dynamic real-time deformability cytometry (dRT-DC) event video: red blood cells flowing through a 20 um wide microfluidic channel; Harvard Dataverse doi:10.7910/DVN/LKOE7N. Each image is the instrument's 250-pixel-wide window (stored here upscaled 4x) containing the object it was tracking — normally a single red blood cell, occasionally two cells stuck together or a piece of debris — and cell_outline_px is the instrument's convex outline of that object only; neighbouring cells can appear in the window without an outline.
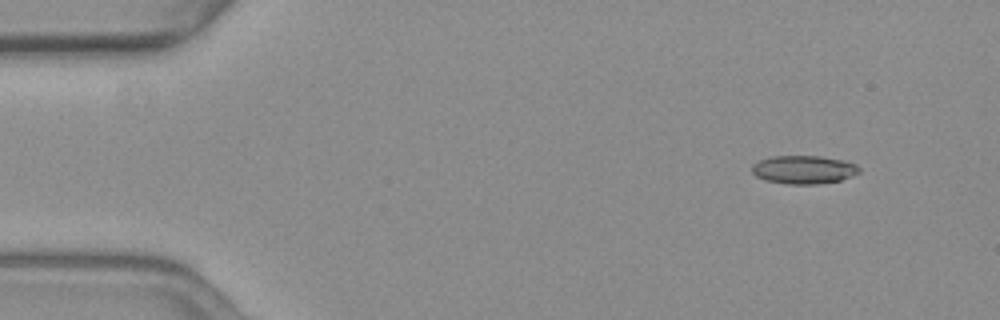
{"species": "common noctule bat (a hibernating species)", "species_latin": "Nyctalus noctula", "temperature_condition": "warm", "stored_images_in_passage": 52, "camera_frame_rate_fps": 3000, "um_per_image_px": 0.085, "animal": {"sex": "female", "body_mass_g": 19.3, "forearm_length_mm": 54.1}, "frame": {"image": 1, "passage_image": 1, "time_ms": 0.0, "image_size_px": [1000, 320], "cell_outline_px": [[860, 172], [840, 180], [816, 184], [788, 184], [764, 180], [756, 176], [752, 172], [752, 164], [760, 160], [772, 156], [820, 156], [844, 160], [856, 164], [860, 168]], "centroid_in_image_um": [68.3, 14.41], "position_along_channel_um": 16.7, "area_um2": 17.69}}
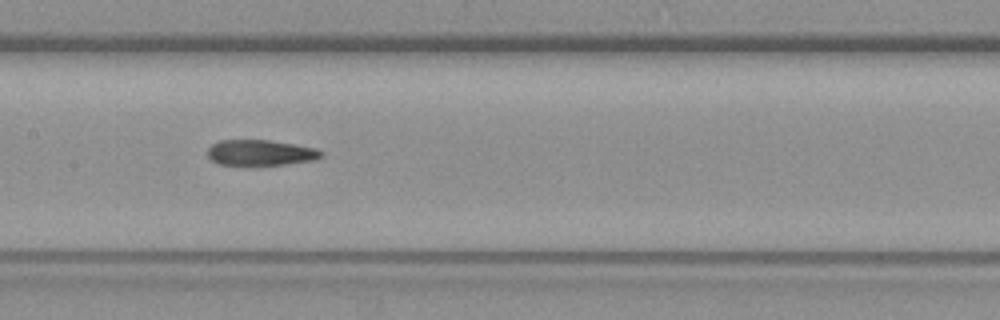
{"frame": {"image": 2, "passage_image": 23, "time_ms": 7.333, "image_size_px": [1000, 320], "cell_outline_px": [[324, 156], [316, 160], [256, 168], [244, 168], [216, 164], [208, 156], [208, 148], [212, 144], [220, 140], [268, 140], [316, 148], [324, 152]], "centroid_in_image_um": [22.12, 13.04], "position_along_channel_um": 185.3, "area_um2": 18.03}}
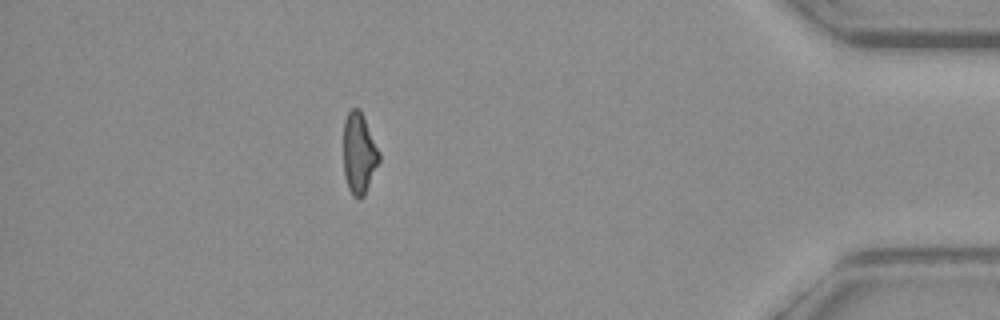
{"frame": {"image": 3, "passage_image": 45, "time_ms": 14.667, "image_size_px": [1000, 320], "cell_outline_px": [[380, 160], [364, 196], [360, 200], [356, 200], [352, 196], [348, 188], [344, 172], [344, 120], [348, 112], [352, 108], [360, 108], [364, 116], [380, 152]], "centroid_in_image_um": [30.52, 13.05], "position_along_channel_um": 404.7, "area_um2": 17.05}, "authors_computed_cell_mechanics": {"area_um2": 17.7735, "velocity_mm_per_s": 3.6791, "shape_relaxation_time_tau1_ms": null, "shape_relaxation_time_tau2_ms": 6.5691, "deformation_change_tau1": null, "deformation_change_tau2": 0.1702}}